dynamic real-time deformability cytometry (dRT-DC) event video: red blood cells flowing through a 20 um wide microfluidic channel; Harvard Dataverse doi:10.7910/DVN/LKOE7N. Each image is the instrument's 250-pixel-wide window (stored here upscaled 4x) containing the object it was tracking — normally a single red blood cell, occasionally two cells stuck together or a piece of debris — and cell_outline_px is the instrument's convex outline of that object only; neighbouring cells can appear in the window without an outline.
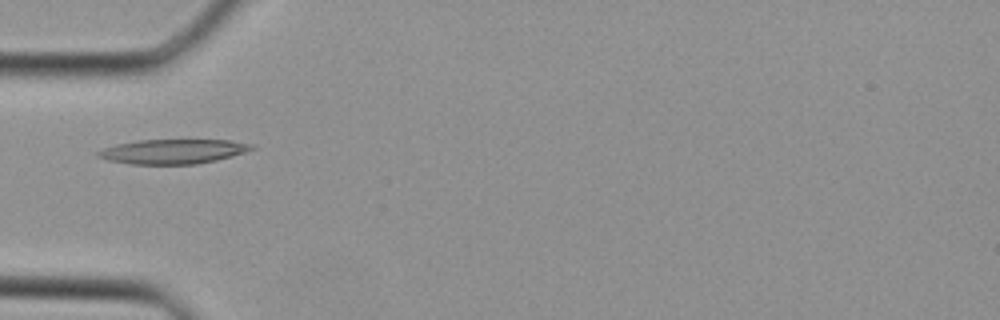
{"species": "Egyptian fruit bat (a non-hibernating species)", "species_latin": "Rousettus aegyptiacus", "temperature_condition": "cold", "stored_images_in_passage": 39, "camera_frame_rate_fps": 3000, "um_per_image_px": 0.085, "animal": {"sex": "female"}, "frame": {"image": 1, "passage_image": 13, "time_ms": 4.0, "image_size_px": [1000, 320], "cell_outline_px": [[256, 148], [232, 156], [216, 160], [196, 164], [128, 164], [108, 160], [96, 156], [96, 152], [104, 148], [116, 144], [136, 140], [232, 140], [252, 144]], "centroid_in_image_um": [14.69, 12.87], "position_along_channel_um": 70.3, "area_um2": 22.02}}
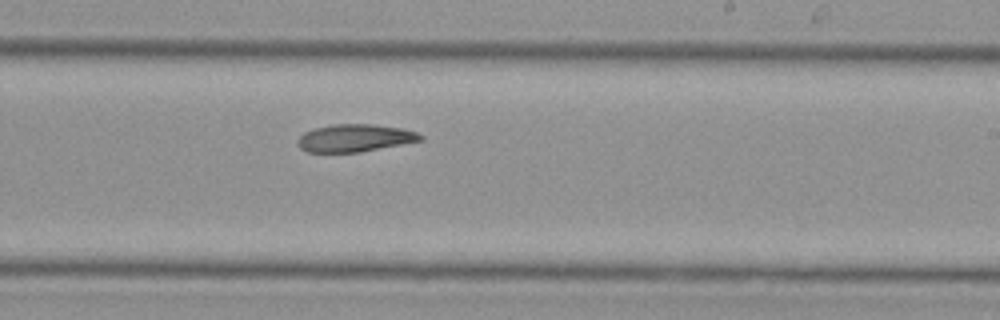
{"frame": {"image": 2, "passage_image": 24, "time_ms": 7.667, "image_size_px": [1000, 320], "cell_outline_px": [[424, 140], [360, 152], [308, 152], [300, 148], [296, 144], [296, 140], [304, 132], [316, 128], [332, 124], [376, 124], [404, 128], [416, 132], [424, 136]], "centroid_in_image_um": [30.18, 11.73], "position_along_channel_um": 258.8, "area_um2": 19.88}}
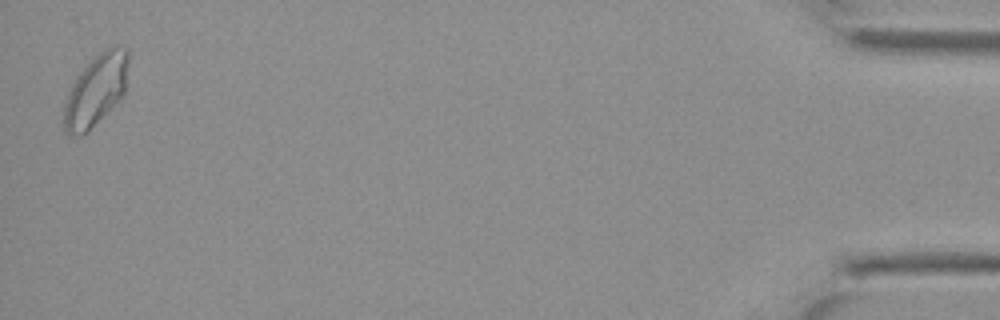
{"frame": {"image": 3, "passage_image": 39, "time_ms": 12.667, "image_size_px": [1000, 320], "cell_outline_px": [[128, 60], [124, 96], [88, 132], [80, 136], [68, 136], [64, 132], [64, 104], [72, 80], [104, 48], [112, 44], [128, 48]], "centroid_in_image_um": [8.14, 7.68], "position_along_channel_um": 427.1, "area_um2": 27.22}}